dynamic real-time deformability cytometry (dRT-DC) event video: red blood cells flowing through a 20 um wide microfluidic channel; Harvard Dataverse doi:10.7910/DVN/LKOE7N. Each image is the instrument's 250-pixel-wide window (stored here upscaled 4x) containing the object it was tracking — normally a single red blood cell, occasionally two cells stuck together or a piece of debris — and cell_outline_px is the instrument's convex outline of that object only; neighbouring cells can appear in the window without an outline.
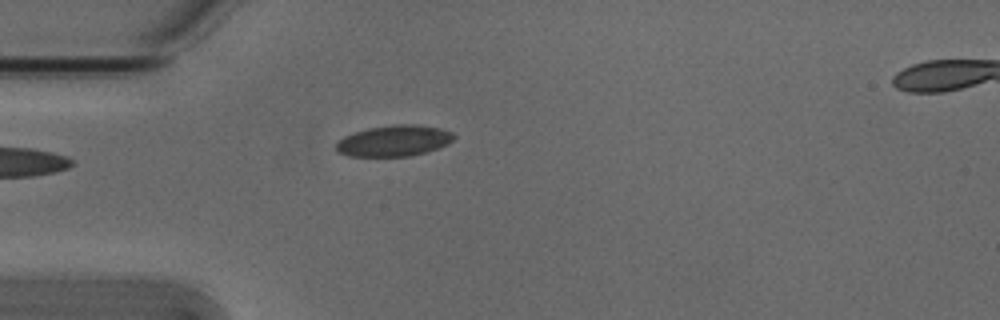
{"species": "Egyptian fruit bat (a non-hibernating species)", "species_latin": "Rousettus aegyptiacus", "temperature_condition": "cold", "stored_images_in_passage": 1, "camera_frame_rate_fps": 3000, "um_per_image_px": 0.085, "animal": {"sex": "male"}, "frame": {"image": 1, "passage_image": 1, "time_ms": 0.0, "image_size_px": [1000, 320], "cell_outline_px": [[456, 136], [448, 144], [440, 148], [408, 156], [348, 156], [336, 152], [336, 140], [344, 136], [368, 128], [392, 124], [416, 124], [440, 128], [452, 132]], "centroid_in_image_um": [33.48, 11.96], "position_along_channel_um": 51.5, "area_um2": 21.44}}